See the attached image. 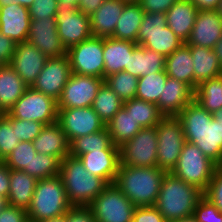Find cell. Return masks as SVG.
I'll use <instances>...</instances> for the list:
<instances>
[{
	"label": "cell",
	"instance_id": "6",
	"mask_svg": "<svg viewBox=\"0 0 222 222\" xmlns=\"http://www.w3.org/2000/svg\"><path fill=\"white\" fill-rule=\"evenodd\" d=\"M217 167L195 144L185 141L171 173L204 193Z\"/></svg>",
	"mask_w": 222,
	"mask_h": 222
},
{
	"label": "cell",
	"instance_id": "47",
	"mask_svg": "<svg viewBox=\"0 0 222 222\" xmlns=\"http://www.w3.org/2000/svg\"><path fill=\"white\" fill-rule=\"evenodd\" d=\"M132 222H166L155 206L136 207Z\"/></svg>",
	"mask_w": 222,
	"mask_h": 222
},
{
	"label": "cell",
	"instance_id": "58",
	"mask_svg": "<svg viewBox=\"0 0 222 222\" xmlns=\"http://www.w3.org/2000/svg\"><path fill=\"white\" fill-rule=\"evenodd\" d=\"M213 118L222 125V108L212 114Z\"/></svg>",
	"mask_w": 222,
	"mask_h": 222
},
{
	"label": "cell",
	"instance_id": "13",
	"mask_svg": "<svg viewBox=\"0 0 222 222\" xmlns=\"http://www.w3.org/2000/svg\"><path fill=\"white\" fill-rule=\"evenodd\" d=\"M56 23L59 38L66 50L92 36L90 16L71 5L58 4Z\"/></svg>",
	"mask_w": 222,
	"mask_h": 222
},
{
	"label": "cell",
	"instance_id": "20",
	"mask_svg": "<svg viewBox=\"0 0 222 222\" xmlns=\"http://www.w3.org/2000/svg\"><path fill=\"white\" fill-rule=\"evenodd\" d=\"M194 92L188 84L167 77L165 87L156 105L164 117H176L194 100Z\"/></svg>",
	"mask_w": 222,
	"mask_h": 222
},
{
	"label": "cell",
	"instance_id": "37",
	"mask_svg": "<svg viewBox=\"0 0 222 222\" xmlns=\"http://www.w3.org/2000/svg\"><path fill=\"white\" fill-rule=\"evenodd\" d=\"M123 107V101L105 83L99 88L92 108L106 125Z\"/></svg>",
	"mask_w": 222,
	"mask_h": 222
},
{
	"label": "cell",
	"instance_id": "33",
	"mask_svg": "<svg viewBox=\"0 0 222 222\" xmlns=\"http://www.w3.org/2000/svg\"><path fill=\"white\" fill-rule=\"evenodd\" d=\"M112 143L118 147L133 138L142 128L132 115L122 107L106 124Z\"/></svg>",
	"mask_w": 222,
	"mask_h": 222
},
{
	"label": "cell",
	"instance_id": "15",
	"mask_svg": "<svg viewBox=\"0 0 222 222\" xmlns=\"http://www.w3.org/2000/svg\"><path fill=\"white\" fill-rule=\"evenodd\" d=\"M69 142L77 137L97 133L106 125L92 107L58 109V120Z\"/></svg>",
	"mask_w": 222,
	"mask_h": 222
},
{
	"label": "cell",
	"instance_id": "59",
	"mask_svg": "<svg viewBox=\"0 0 222 222\" xmlns=\"http://www.w3.org/2000/svg\"><path fill=\"white\" fill-rule=\"evenodd\" d=\"M59 3L71 5L75 8H77L79 0H58Z\"/></svg>",
	"mask_w": 222,
	"mask_h": 222
},
{
	"label": "cell",
	"instance_id": "17",
	"mask_svg": "<svg viewBox=\"0 0 222 222\" xmlns=\"http://www.w3.org/2000/svg\"><path fill=\"white\" fill-rule=\"evenodd\" d=\"M31 24L27 40L48 58L67 54L57 31L56 17L47 19L30 18Z\"/></svg>",
	"mask_w": 222,
	"mask_h": 222
},
{
	"label": "cell",
	"instance_id": "65",
	"mask_svg": "<svg viewBox=\"0 0 222 222\" xmlns=\"http://www.w3.org/2000/svg\"><path fill=\"white\" fill-rule=\"evenodd\" d=\"M26 222H36V221H32V220L28 219Z\"/></svg>",
	"mask_w": 222,
	"mask_h": 222
},
{
	"label": "cell",
	"instance_id": "21",
	"mask_svg": "<svg viewBox=\"0 0 222 222\" xmlns=\"http://www.w3.org/2000/svg\"><path fill=\"white\" fill-rule=\"evenodd\" d=\"M30 24L29 8L17 3L0 8V32L15 43L27 40Z\"/></svg>",
	"mask_w": 222,
	"mask_h": 222
},
{
	"label": "cell",
	"instance_id": "43",
	"mask_svg": "<svg viewBox=\"0 0 222 222\" xmlns=\"http://www.w3.org/2000/svg\"><path fill=\"white\" fill-rule=\"evenodd\" d=\"M16 128V134L19 141L32 142L45 126L38 121H28L11 117L8 113L3 114Z\"/></svg>",
	"mask_w": 222,
	"mask_h": 222
},
{
	"label": "cell",
	"instance_id": "28",
	"mask_svg": "<svg viewBox=\"0 0 222 222\" xmlns=\"http://www.w3.org/2000/svg\"><path fill=\"white\" fill-rule=\"evenodd\" d=\"M166 57L151 49L137 45L129 56L128 68L125 71L136 77L146 76L160 71H165Z\"/></svg>",
	"mask_w": 222,
	"mask_h": 222
},
{
	"label": "cell",
	"instance_id": "54",
	"mask_svg": "<svg viewBox=\"0 0 222 222\" xmlns=\"http://www.w3.org/2000/svg\"><path fill=\"white\" fill-rule=\"evenodd\" d=\"M199 10H216L220 0H190Z\"/></svg>",
	"mask_w": 222,
	"mask_h": 222
},
{
	"label": "cell",
	"instance_id": "29",
	"mask_svg": "<svg viewBox=\"0 0 222 222\" xmlns=\"http://www.w3.org/2000/svg\"><path fill=\"white\" fill-rule=\"evenodd\" d=\"M28 86L9 64L0 66V114L8 113Z\"/></svg>",
	"mask_w": 222,
	"mask_h": 222
},
{
	"label": "cell",
	"instance_id": "63",
	"mask_svg": "<svg viewBox=\"0 0 222 222\" xmlns=\"http://www.w3.org/2000/svg\"><path fill=\"white\" fill-rule=\"evenodd\" d=\"M216 11L220 14V16L222 17V0L219 1V4L216 8Z\"/></svg>",
	"mask_w": 222,
	"mask_h": 222
},
{
	"label": "cell",
	"instance_id": "42",
	"mask_svg": "<svg viewBox=\"0 0 222 222\" xmlns=\"http://www.w3.org/2000/svg\"><path fill=\"white\" fill-rule=\"evenodd\" d=\"M19 143L16 128H12L11 122L0 114V161H4Z\"/></svg>",
	"mask_w": 222,
	"mask_h": 222
},
{
	"label": "cell",
	"instance_id": "26",
	"mask_svg": "<svg viewBox=\"0 0 222 222\" xmlns=\"http://www.w3.org/2000/svg\"><path fill=\"white\" fill-rule=\"evenodd\" d=\"M137 45L113 37L104 38V79L128 68L129 56Z\"/></svg>",
	"mask_w": 222,
	"mask_h": 222
},
{
	"label": "cell",
	"instance_id": "10",
	"mask_svg": "<svg viewBox=\"0 0 222 222\" xmlns=\"http://www.w3.org/2000/svg\"><path fill=\"white\" fill-rule=\"evenodd\" d=\"M157 167L171 172L176 166L185 142L184 131L177 117H164L157 125Z\"/></svg>",
	"mask_w": 222,
	"mask_h": 222
},
{
	"label": "cell",
	"instance_id": "16",
	"mask_svg": "<svg viewBox=\"0 0 222 222\" xmlns=\"http://www.w3.org/2000/svg\"><path fill=\"white\" fill-rule=\"evenodd\" d=\"M71 74L67 54L48 58L32 88L58 101Z\"/></svg>",
	"mask_w": 222,
	"mask_h": 222
},
{
	"label": "cell",
	"instance_id": "52",
	"mask_svg": "<svg viewBox=\"0 0 222 222\" xmlns=\"http://www.w3.org/2000/svg\"><path fill=\"white\" fill-rule=\"evenodd\" d=\"M10 190V169L0 161V195L8 198Z\"/></svg>",
	"mask_w": 222,
	"mask_h": 222
},
{
	"label": "cell",
	"instance_id": "1",
	"mask_svg": "<svg viewBox=\"0 0 222 222\" xmlns=\"http://www.w3.org/2000/svg\"><path fill=\"white\" fill-rule=\"evenodd\" d=\"M176 117L182 124L185 141L195 144L219 166L222 163V125L195 100Z\"/></svg>",
	"mask_w": 222,
	"mask_h": 222
},
{
	"label": "cell",
	"instance_id": "22",
	"mask_svg": "<svg viewBox=\"0 0 222 222\" xmlns=\"http://www.w3.org/2000/svg\"><path fill=\"white\" fill-rule=\"evenodd\" d=\"M78 158L86 171L102 178L107 184L115 182L120 165V150H96Z\"/></svg>",
	"mask_w": 222,
	"mask_h": 222
},
{
	"label": "cell",
	"instance_id": "27",
	"mask_svg": "<svg viewBox=\"0 0 222 222\" xmlns=\"http://www.w3.org/2000/svg\"><path fill=\"white\" fill-rule=\"evenodd\" d=\"M194 64V91L204 81L222 74V65L213 49L200 46H188Z\"/></svg>",
	"mask_w": 222,
	"mask_h": 222
},
{
	"label": "cell",
	"instance_id": "39",
	"mask_svg": "<svg viewBox=\"0 0 222 222\" xmlns=\"http://www.w3.org/2000/svg\"><path fill=\"white\" fill-rule=\"evenodd\" d=\"M104 83L124 102L136 98L138 77L125 70L107 76Z\"/></svg>",
	"mask_w": 222,
	"mask_h": 222
},
{
	"label": "cell",
	"instance_id": "50",
	"mask_svg": "<svg viewBox=\"0 0 222 222\" xmlns=\"http://www.w3.org/2000/svg\"><path fill=\"white\" fill-rule=\"evenodd\" d=\"M27 210L15 206H8L0 212V222H26Z\"/></svg>",
	"mask_w": 222,
	"mask_h": 222
},
{
	"label": "cell",
	"instance_id": "25",
	"mask_svg": "<svg viewBox=\"0 0 222 222\" xmlns=\"http://www.w3.org/2000/svg\"><path fill=\"white\" fill-rule=\"evenodd\" d=\"M197 6L190 0H178L166 13L167 26L175 35L186 43L191 35Z\"/></svg>",
	"mask_w": 222,
	"mask_h": 222
},
{
	"label": "cell",
	"instance_id": "45",
	"mask_svg": "<svg viewBox=\"0 0 222 222\" xmlns=\"http://www.w3.org/2000/svg\"><path fill=\"white\" fill-rule=\"evenodd\" d=\"M203 195L222 212V169L219 166Z\"/></svg>",
	"mask_w": 222,
	"mask_h": 222
},
{
	"label": "cell",
	"instance_id": "40",
	"mask_svg": "<svg viewBox=\"0 0 222 222\" xmlns=\"http://www.w3.org/2000/svg\"><path fill=\"white\" fill-rule=\"evenodd\" d=\"M37 154L32 142L20 141L18 146L3 161L9 169L22 170L31 175V162Z\"/></svg>",
	"mask_w": 222,
	"mask_h": 222
},
{
	"label": "cell",
	"instance_id": "62",
	"mask_svg": "<svg viewBox=\"0 0 222 222\" xmlns=\"http://www.w3.org/2000/svg\"><path fill=\"white\" fill-rule=\"evenodd\" d=\"M13 3V0H0V8L6 7L8 5L10 6Z\"/></svg>",
	"mask_w": 222,
	"mask_h": 222
},
{
	"label": "cell",
	"instance_id": "32",
	"mask_svg": "<svg viewBox=\"0 0 222 222\" xmlns=\"http://www.w3.org/2000/svg\"><path fill=\"white\" fill-rule=\"evenodd\" d=\"M144 13V10L138 2H128L120 15L112 37L137 43L138 31Z\"/></svg>",
	"mask_w": 222,
	"mask_h": 222
},
{
	"label": "cell",
	"instance_id": "24",
	"mask_svg": "<svg viewBox=\"0 0 222 222\" xmlns=\"http://www.w3.org/2000/svg\"><path fill=\"white\" fill-rule=\"evenodd\" d=\"M37 153H43L64 160L70 152V142L58 122L45 125L32 141Z\"/></svg>",
	"mask_w": 222,
	"mask_h": 222
},
{
	"label": "cell",
	"instance_id": "4",
	"mask_svg": "<svg viewBox=\"0 0 222 222\" xmlns=\"http://www.w3.org/2000/svg\"><path fill=\"white\" fill-rule=\"evenodd\" d=\"M59 176L72 206L87 207L108 185L86 171L79 158L70 155L61 161Z\"/></svg>",
	"mask_w": 222,
	"mask_h": 222
},
{
	"label": "cell",
	"instance_id": "55",
	"mask_svg": "<svg viewBox=\"0 0 222 222\" xmlns=\"http://www.w3.org/2000/svg\"><path fill=\"white\" fill-rule=\"evenodd\" d=\"M217 55V58L219 62L222 65V37L219 39V41L216 43L214 49H213Z\"/></svg>",
	"mask_w": 222,
	"mask_h": 222
},
{
	"label": "cell",
	"instance_id": "23",
	"mask_svg": "<svg viewBox=\"0 0 222 222\" xmlns=\"http://www.w3.org/2000/svg\"><path fill=\"white\" fill-rule=\"evenodd\" d=\"M127 3L123 0H106L103 2L90 16L92 36L101 38L112 37L116 24Z\"/></svg>",
	"mask_w": 222,
	"mask_h": 222
},
{
	"label": "cell",
	"instance_id": "30",
	"mask_svg": "<svg viewBox=\"0 0 222 222\" xmlns=\"http://www.w3.org/2000/svg\"><path fill=\"white\" fill-rule=\"evenodd\" d=\"M194 64L190 48L184 43L166 56L165 73L168 77L188 84L194 90Z\"/></svg>",
	"mask_w": 222,
	"mask_h": 222
},
{
	"label": "cell",
	"instance_id": "56",
	"mask_svg": "<svg viewBox=\"0 0 222 222\" xmlns=\"http://www.w3.org/2000/svg\"><path fill=\"white\" fill-rule=\"evenodd\" d=\"M40 222H66V214L59 216V217L43 220Z\"/></svg>",
	"mask_w": 222,
	"mask_h": 222
},
{
	"label": "cell",
	"instance_id": "5",
	"mask_svg": "<svg viewBox=\"0 0 222 222\" xmlns=\"http://www.w3.org/2000/svg\"><path fill=\"white\" fill-rule=\"evenodd\" d=\"M73 206L59 175L37 181L31 204L27 209L28 219L36 222L66 214Z\"/></svg>",
	"mask_w": 222,
	"mask_h": 222
},
{
	"label": "cell",
	"instance_id": "34",
	"mask_svg": "<svg viewBox=\"0 0 222 222\" xmlns=\"http://www.w3.org/2000/svg\"><path fill=\"white\" fill-rule=\"evenodd\" d=\"M96 150H120L118 146L112 143L111 136L106 127L97 133L73 139L70 142L69 155L78 158L85 153Z\"/></svg>",
	"mask_w": 222,
	"mask_h": 222
},
{
	"label": "cell",
	"instance_id": "49",
	"mask_svg": "<svg viewBox=\"0 0 222 222\" xmlns=\"http://www.w3.org/2000/svg\"><path fill=\"white\" fill-rule=\"evenodd\" d=\"M66 222H96L88 207L73 206L66 213Z\"/></svg>",
	"mask_w": 222,
	"mask_h": 222
},
{
	"label": "cell",
	"instance_id": "61",
	"mask_svg": "<svg viewBox=\"0 0 222 222\" xmlns=\"http://www.w3.org/2000/svg\"><path fill=\"white\" fill-rule=\"evenodd\" d=\"M175 222H197V221L194 216H189V217L182 218V219L175 221Z\"/></svg>",
	"mask_w": 222,
	"mask_h": 222
},
{
	"label": "cell",
	"instance_id": "11",
	"mask_svg": "<svg viewBox=\"0 0 222 222\" xmlns=\"http://www.w3.org/2000/svg\"><path fill=\"white\" fill-rule=\"evenodd\" d=\"M104 38L91 36L67 50L71 72L104 79Z\"/></svg>",
	"mask_w": 222,
	"mask_h": 222
},
{
	"label": "cell",
	"instance_id": "9",
	"mask_svg": "<svg viewBox=\"0 0 222 222\" xmlns=\"http://www.w3.org/2000/svg\"><path fill=\"white\" fill-rule=\"evenodd\" d=\"M8 114L13 118L49 125L58 120V105L54 98L28 87Z\"/></svg>",
	"mask_w": 222,
	"mask_h": 222
},
{
	"label": "cell",
	"instance_id": "46",
	"mask_svg": "<svg viewBox=\"0 0 222 222\" xmlns=\"http://www.w3.org/2000/svg\"><path fill=\"white\" fill-rule=\"evenodd\" d=\"M58 0H34L29 8L30 18L56 17Z\"/></svg>",
	"mask_w": 222,
	"mask_h": 222
},
{
	"label": "cell",
	"instance_id": "7",
	"mask_svg": "<svg viewBox=\"0 0 222 222\" xmlns=\"http://www.w3.org/2000/svg\"><path fill=\"white\" fill-rule=\"evenodd\" d=\"M137 44L166 57L180 48L184 42L167 26L164 13L145 12L138 31Z\"/></svg>",
	"mask_w": 222,
	"mask_h": 222
},
{
	"label": "cell",
	"instance_id": "19",
	"mask_svg": "<svg viewBox=\"0 0 222 222\" xmlns=\"http://www.w3.org/2000/svg\"><path fill=\"white\" fill-rule=\"evenodd\" d=\"M222 37V17L216 10H198L187 46L214 49Z\"/></svg>",
	"mask_w": 222,
	"mask_h": 222
},
{
	"label": "cell",
	"instance_id": "64",
	"mask_svg": "<svg viewBox=\"0 0 222 222\" xmlns=\"http://www.w3.org/2000/svg\"><path fill=\"white\" fill-rule=\"evenodd\" d=\"M123 1H126V2H139V0H123Z\"/></svg>",
	"mask_w": 222,
	"mask_h": 222
},
{
	"label": "cell",
	"instance_id": "38",
	"mask_svg": "<svg viewBox=\"0 0 222 222\" xmlns=\"http://www.w3.org/2000/svg\"><path fill=\"white\" fill-rule=\"evenodd\" d=\"M167 77L165 71L139 77L136 98L156 104L163 92Z\"/></svg>",
	"mask_w": 222,
	"mask_h": 222
},
{
	"label": "cell",
	"instance_id": "41",
	"mask_svg": "<svg viewBox=\"0 0 222 222\" xmlns=\"http://www.w3.org/2000/svg\"><path fill=\"white\" fill-rule=\"evenodd\" d=\"M61 160L55 156L37 153L31 162V176L37 180L59 175Z\"/></svg>",
	"mask_w": 222,
	"mask_h": 222
},
{
	"label": "cell",
	"instance_id": "57",
	"mask_svg": "<svg viewBox=\"0 0 222 222\" xmlns=\"http://www.w3.org/2000/svg\"><path fill=\"white\" fill-rule=\"evenodd\" d=\"M33 1L34 0H13L14 3H17V4L27 7V8H30Z\"/></svg>",
	"mask_w": 222,
	"mask_h": 222
},
{
	"label": "cell",
	"instance_id": "14",
	"mask_svg": "<svg viewBox=\"0 0 222 222\" xmlns=\"http://www.w3.org/2000/svg\"><path fill=\"white\" fill-rule=\"evenodd\" d=\"M104 79L72 73L57 101L58 109L92 107Z\"/></svg>",
	"mask_w": 222,
	"mask_h": 222
},
{
	"label": "cell",
	"instance_id": "35",
	"mask_svg": "<svg viewBox=\"0 0 222 222\" xmlns=\"http://www.w3.org/2000/svg\"><path fill=\"white\" fill-rule=\"evenodd\" d=\"M194 100L211 114L221 109L222 76L211 78L199 84L194 92Z\"/></svg>",
	"mask_w": 222,
	"mask_h": 222
},
{
	"label": "cell",
	"instance_id": "53",
	"mask_svg": "<svg viewBox=\"0 0 222 222\" xmlns=\"http://www.w3.org/2000/svg\"><path fill=\"white\" fill-rule=\"evenodd\" d=\"M106 0H79L77 9L87 16H91Z\"/></svg>",
	"mask_w": 222,
	"mask_h": 222
},
{
	"label": "cell",
	"instance_id": "3",
	"mask_svg": "<svg viewBox=\"0 0 222 222\" xmlns=\"http://www.w3.org/2000/svg\"><path fill=\"white\" fill-rule=\"evenodd\" d=\"M203 196V192L197 187L167 172L154 206L166 222H175L193 216L196 205Z\"/></svg>",
	"mask_w": 222,
	"mask_h": 222
},
{
	"label": "cell",
	"instance_id": "36",
	"mask_svg": "<svg viewBox=\"0 0 222 222\" xmlns=\"http://www.w3.org/2000/svg\"><path fill=\"white\" fill-rule=\"evenodd\" d=\"M123 107L141 128L154 127L164 118L156 104L137 98L124 101Z\"/></svg>",
	"mask_w": 222,
	"mask_h": 222
},
{
	"label": "cell",
	"instance_id": "31",
	"mask_svg": "<svg viewBox=\"0 0 222 222\" xmlns=\"http://www.w3.org/2000/svg\"><path fill=\"white\" fill-rule=\"evenodd\" d=\"M37 179L22 170L10 169L8 204L27 210L31 204Z\"/></svg>",
	"mask_w": 222,
	"mask_h": 222
},
{
	"label": "cell",
	"instance_id": "44",
	"mask_svg": "<svg viewBox=\"0 0 222 222\" xmlns=\"http://www.w3.org/2000/svg\"><path fill=\"white\" fill-rule=\"evenodd\" d=\"M193 216L197 222H222V212L204 196L198 201Z\"/></svg>",
	"mask_w": 222,
	"mask_h": 222
},
{
	"label": "cell",
	"instance_id": "2",
	"mask_svg": "<svg viewBox=\"0 0 222 222\" xmlns=\"http://www.w3.org/2000/svg\"><path fill=\"white\" fill-rule=\"evenodd\" d=\"M166 173L158 167L120 164L114 184L136 207L154 206Z\"/></svg>",
	"mask_w": 222,
	"mask_h": 222
},
{
	"label": "cell",
	"instance_id": "51",
	"mask_svg": "<svg viewBox=\"0 0 222 222\" xmlns=\"http://www.w3.org/2000/svg\"><path fill=\"white\" fill-rule=\"evenodd\" d=\"M16 43L0 32V63L9 64L15 52Z\"/></svg>",
	"mask_w": 222,
	"mask_h": 222
},
{
	"label": "cell",
	"instance_id": "8",
	"mask_svg": "<svg viewBox=\"0 0 222 222\" xmlns=\"http://www.w3.org/2000/svg\"><path fill=\"white\" fill-rule=\"evenodd\" d=\"M87 207L96 222H132L136 209L114 183L108 184Z\"/></svg>",
	"mask_w": 222,
	"mask_h": 222
},
{
	"label": "cell",
	"instance_id": "12",
	"mask_svg": "<svg viewBox=\"0 0 222 222\" xmlns=\"http://www.w3.org/2000/svg\"><path fill=\"white\" fill-rule=\"evenodd\" d=\"M120 148V164L132 167H157L156 126L142 128Z\"/></svg>",
	"mask_w": 222,
	"mask_h": 222
},
{
	"label": "cell",
	"instance_id": "60",
	"mask_svg": "<svg viewBox=\"0 0 222 222\" xmlns=\"http://www.w3.org/2000/svg\"><path fill=\"white\" fill-rule=\"evenodd\" d=\"M8 206V199L0 195V212Z\"/></svg>",
	"mask_w": 222,
	"mask_h": 222
},
{
	"label": "cell",
	"instance_id": "48",
	"mask_svg": "<svg viewBox=\"0 0 222 222\" xmlns=\"http://www.w3.org/2000/svg\"><path fill=\"white\" fill-rule=\"evenodd\" d=\"M178 0H139V4L147 13H166Z\"/></svg>",
	"mask_w": 222,
	"mask_h": 222
},
{
	"label": "cell",
	"instance_id": "18",
	"mask_svg": "<svg viewBox=\"0 0 222 222\" xmlns=\"http://www.w3.org/2000/svg\"><path fill=\"white\" fill-rule=\"evenodd\" d=\"M48 57L28 41L16 43L9 65L28 87H32Z\"/></svg>",
	"mask_w": 222,
	"mask_h": 222
}]
</instances>
